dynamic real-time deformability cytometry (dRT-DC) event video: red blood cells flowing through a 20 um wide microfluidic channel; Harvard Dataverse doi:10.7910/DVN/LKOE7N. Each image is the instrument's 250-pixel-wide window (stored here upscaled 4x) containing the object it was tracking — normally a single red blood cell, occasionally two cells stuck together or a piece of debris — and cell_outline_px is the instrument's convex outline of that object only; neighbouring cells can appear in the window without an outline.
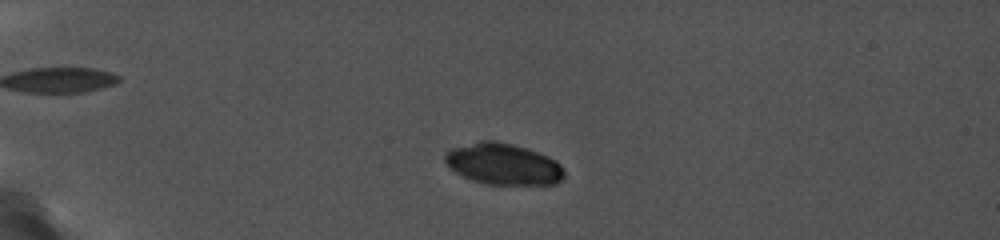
{"species": "common noctule bat (a hibernating species)", "species_latin": "Nyctalus noctula", "temperature_condition": "cold", "stored_images_in_passage": 7, "camera_frame_rate_fps": 5000, "um_per_image_px": 0.085, "animal": {"sex": "female", "body_mass_g": 19.0, "forearm_length_mm": 56.7}, "frame": {"image": 1, "passage_image": 2, "time_ms": 0.4, "image_size_px": [1000, 240], "cell_outline_px": [[564, 176], [556, 184], [484, 184], [472, 180], [456, 172], [444, 160], [444, 152], [452, 148], [480, 140], [496, 140], [528, 148], [548, 156], [556, 160], [564, 168]], "centroid_in_image_um": [42.78, 13.93], "position_along_channel_um": 42.2, "area_um2": 28.78}}